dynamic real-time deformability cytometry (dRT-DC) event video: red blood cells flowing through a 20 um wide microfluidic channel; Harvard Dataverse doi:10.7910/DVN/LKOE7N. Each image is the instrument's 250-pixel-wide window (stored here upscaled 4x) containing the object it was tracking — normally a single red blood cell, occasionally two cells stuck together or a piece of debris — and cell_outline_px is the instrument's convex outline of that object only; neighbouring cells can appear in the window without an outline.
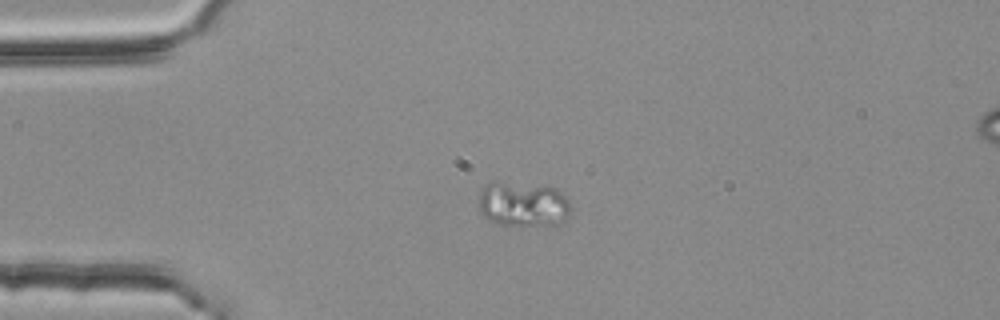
{"species": "common noctule bat (a hibernating species)", "species_latin": "Nyctalus noctula", "temperature_condition": "room temperature", "stored_images_in_passage": 3, "segment_of_instrument_passage": [1, 2], "camera_frame_rate_fps": 3000, "um_per_image_px": 0.085, "animal": {"sex": "female", "body_mass_g": 25.1}, "frame": {"image": 1, "passage_image": 1, "time_ms": 0.0, "image_size_px": [1000, 320], "cell_outline_px": [[568, 216], [564, 220], [556, 224], [500, 224], [484, 216], [480, 212], [476, 204], [480, 192], [484, 184], [488, 180], [496, 180], [556, 188], [568, 200]], "centroid_in_image_um": [44.35, 17.3], "position_along_channel_um": 40.6, "area_um2": 23.99}}